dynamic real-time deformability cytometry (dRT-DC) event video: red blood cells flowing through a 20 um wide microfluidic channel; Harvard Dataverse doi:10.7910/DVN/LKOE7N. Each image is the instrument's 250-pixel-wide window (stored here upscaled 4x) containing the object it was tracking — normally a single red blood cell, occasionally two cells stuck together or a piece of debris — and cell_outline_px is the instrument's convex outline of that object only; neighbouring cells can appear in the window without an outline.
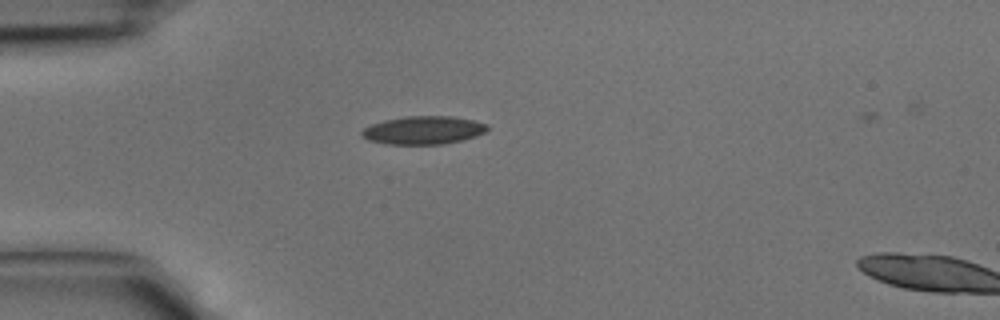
{"species": "common noctule bat (a hibernating species)", "species_latin": "Nyctalus noctula", "temperature_condition": "cold", "stored_images_in_passage": 3, "camera_frame_rate_fps": 3000, "um_per_image_px": 0.085, "animal": {"sex": "male", "body_mass_g": 15.6}, "frame": {"image": 1, "passage_image": 1, "time_ms": 0.0, "image_size_px": [1000, 320], "cell_outline_px": [[488, 128], [484, 132], [476, 136], [464, 140], [444, 144], [384, 144], [368, 140], [360, 136], [360, 132], [364, 128], [372, 124], [384, 120], [408, 116], [452, 116], [472, 120], [488, 124]], "centroid_in_image_um": [35.97, 11.07], "position_along_channel_um": 49.0, "area_um2": 20.69}}